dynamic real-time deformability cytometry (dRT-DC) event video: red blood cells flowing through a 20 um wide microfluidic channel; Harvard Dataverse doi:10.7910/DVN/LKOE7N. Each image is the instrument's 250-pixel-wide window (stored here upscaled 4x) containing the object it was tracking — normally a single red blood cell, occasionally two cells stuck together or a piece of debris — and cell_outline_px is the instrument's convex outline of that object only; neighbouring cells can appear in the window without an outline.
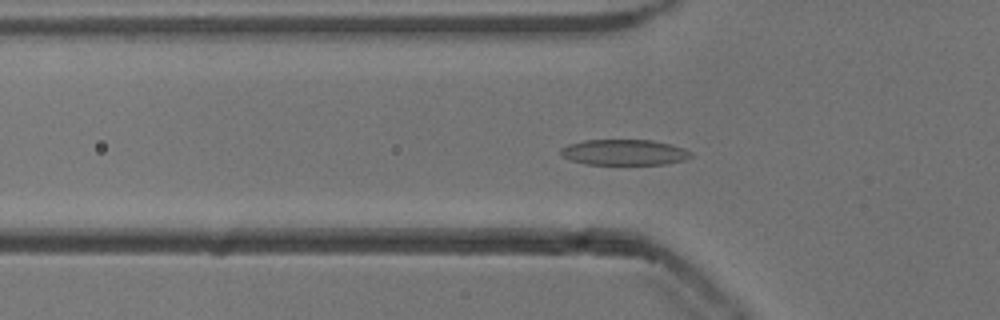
{"species": "common noctule bat (a hibernating species)", "species_latin": "Nyctalus noctula", "temperature_condition": "cold", "stored_images_in_passage": 40, "segment_of_instrument_passage": [1, 2], "camera_frame_rate_fps": 3000, "um_per_image_px": 0.085, "animal": {"sex": "male", "body_mass_g": 13.3}, "frame": {"image": 1, "passage_image": 3, "time_ms": 0.667, "image_size_px": [1000, 320], "cell_outline_px": [[692, 156], [684, 160], [664, 164], [588, 164], [572, 160], [560, 156], [560, 148], [568, 144], [584, 140], [652, 140], [684, 148], [692, 152]], "centroid_in_image_um": [53.04, 12.94], "position_along_channel_um": 72.8, "area_um2": 19.42}}
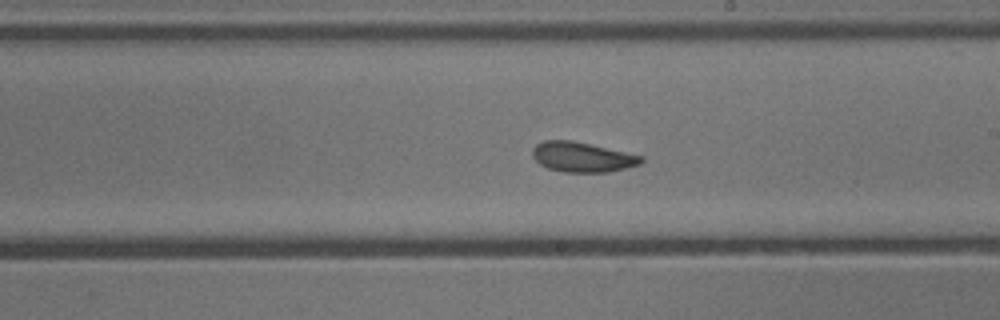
{"frame": {"image": 2, "passage_image": 16, "time_ms": 5.0, "image_size_px": [1000, 320], "cell_outline_px": [[644, 160], [640, 164], [608, 172], [564, 172], [548, 168], [540, 164], [532, 156], [532, 148], [536, 144], [544, 140], [572, 140], [644, 156]], "centroid_in_image_um": [49.48, 13.34], "position_along_channel_um": 239.5, "area_um2": 18.96}}
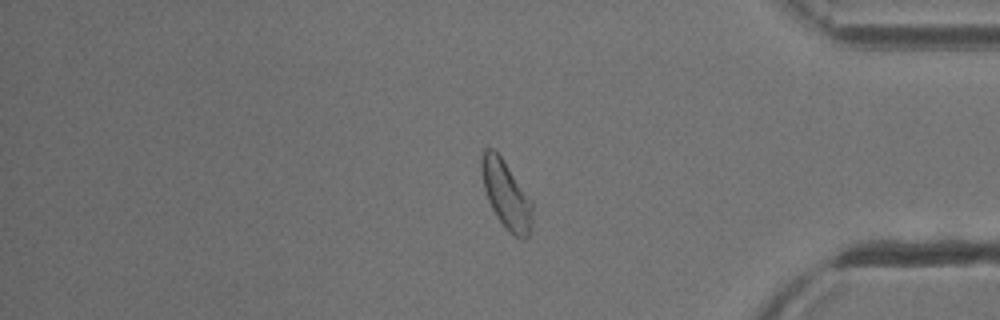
{"frame": {"image": 3, "passage_image": 30, "time_ms": 9.667, "image_size_px": [1000, 320], "cell_outline_px": [[532, 224], [528, 236], [524, 240], [516, 236], [496, 216], [488, 200], [484, 188], [480, 172], [480, 160], [484, 148], [492, 148], [500, 156], [532, 200]], "centroid_in_image_um": [43.01, 16.51], "position_along_channel_um": 392.2, "area_um2": 19.83}}